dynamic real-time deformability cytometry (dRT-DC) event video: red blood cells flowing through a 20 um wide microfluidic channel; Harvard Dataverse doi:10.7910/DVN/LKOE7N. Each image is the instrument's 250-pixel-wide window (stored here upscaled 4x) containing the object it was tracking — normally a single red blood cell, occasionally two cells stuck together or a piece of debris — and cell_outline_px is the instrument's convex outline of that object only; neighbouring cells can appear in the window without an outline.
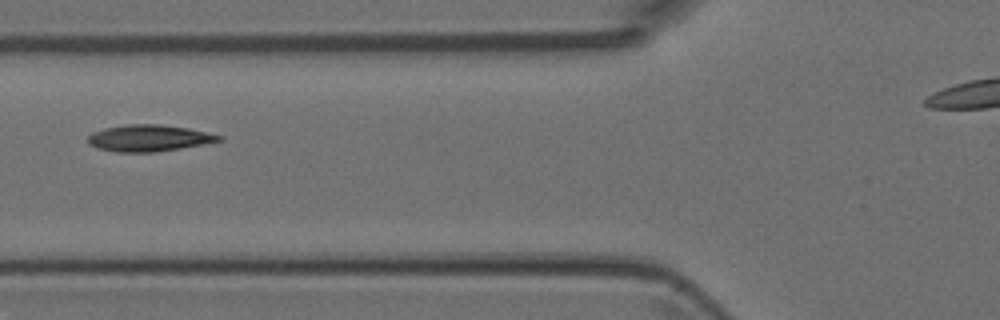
{"species": "Egyptian fruit bat (a non-hibernating species)", "species_latin": "Rousettus aegyptiacus", "temperature_condition": "room temperature", "stored_images_in_passage": 6, "camera_frame_rate_fps": 3000, "um_per_image_px": 0.085, "animal": {"sex": "female"}, "frame": {"image": 1, "passage_image": 6, "time_ms": 1.667, "image_size_px": [1000, 320], "cell_outline_px": [[224, 140], [204, 144], [180, 148], [152, 152], [116, 152], [96, 148], [88, 144], [88, 136], [92, 132], [104, 128], [128, 124], [160, 124], [188, 128], [224, 136]], "centroid_in_image_um": [12.65, 11.73], "position_along_channel_um": 113.2, "area_um2": 20.35}}